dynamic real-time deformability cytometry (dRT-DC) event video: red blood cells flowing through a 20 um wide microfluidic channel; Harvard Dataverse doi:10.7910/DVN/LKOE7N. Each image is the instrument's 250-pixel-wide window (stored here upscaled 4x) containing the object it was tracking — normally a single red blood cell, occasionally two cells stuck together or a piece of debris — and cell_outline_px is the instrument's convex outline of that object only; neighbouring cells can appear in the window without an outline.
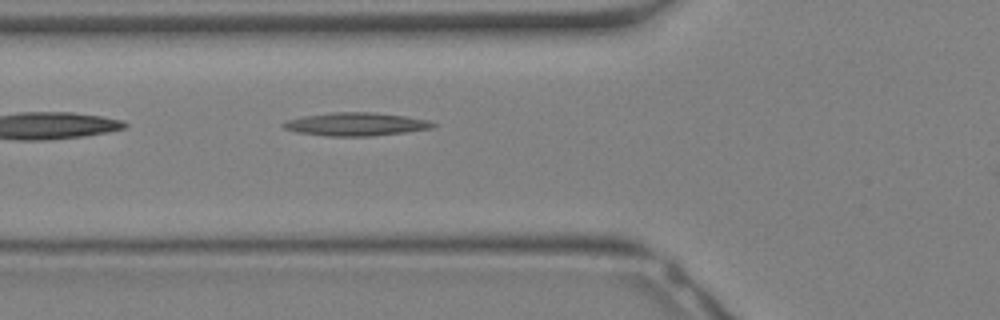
{"species": "Egyptian fruit bat (a non-hibernating species)", "species_latin": "Rousettus aegyptiacus", "temperature_condition": "warm", "stored_images_in_passage": 8, "camera_frame_rate_fps": 3000, "um_per_image_px": 0.085, "animal": {"sex": "female"}, "frame": {"image": 1, "passage_image": 4, "time_ms": 1.0, "image_size_px": [1000, 320], "cell_outline_px": [[436, 124], [432, 128], [408, 132], [372, 136], [328, 136], [296, 132], [284, 128], [280, 124], [288, 120], [304, 116], [332, 112], [372, 112], [408, 116], [428, 120]], "centroid_in_image_um": [30.27, 10.55], "position_along_channel_um": 95.5, "area_um2": 20.29}}
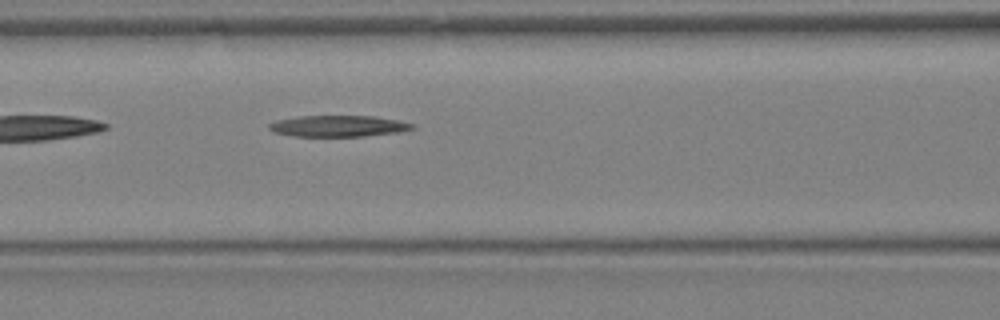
{"frame": {"image": 2, "passage_image": 6, "time_ms": 1.667, "image_size_px": [1000, 320], "cell_outline_px": [[416, 128], [400, 132], [364, 136], [292, 136], [276, 132], [268, 128], [268, 124], [276, 120], [296, 116], [372, 116], [396, 120], [412, 124]], "centroid_in_image_um": [28.73, 10.71], "position_along_channel_um": 137.9, "area_um2": 17.63}}
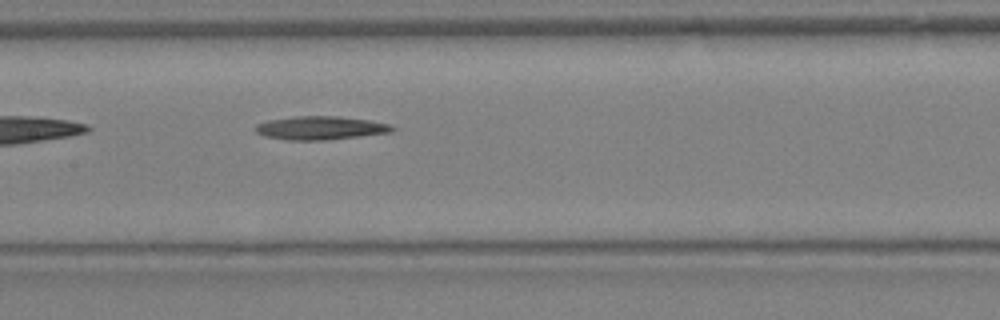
{"frame": {"image": 3, "passage_image": 8, "time_ms": 2.333, "image_size_px": [1000, 320], "cell_outline_px": [[396, 128], [392, 132], [324, 140], [284, 140], [264, 136], [256, 132], [256, 124], [268, 120], [296, 116], [340, 116], [368, 120], [392, 124]], "centroid_in_image_um": [27.24, 10.87], "position_along_channel_um": 180.2, "area_um2": 18.73}}